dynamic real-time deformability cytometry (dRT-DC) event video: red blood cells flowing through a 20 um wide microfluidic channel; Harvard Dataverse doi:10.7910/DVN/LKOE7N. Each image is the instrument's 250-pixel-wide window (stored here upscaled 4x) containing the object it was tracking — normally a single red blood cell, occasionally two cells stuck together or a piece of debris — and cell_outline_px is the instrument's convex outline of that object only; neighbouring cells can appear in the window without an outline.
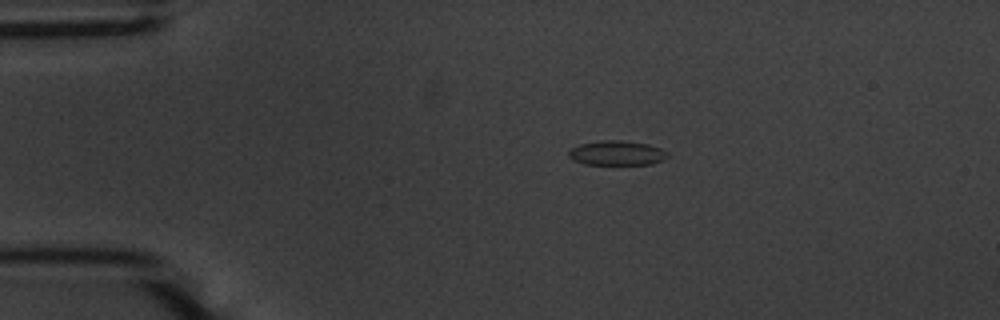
{"species": "common noctule bat (a hibernating species)", "species_latin": "Nyctalus noctula", "temperature_condition": "warm", "stored_images_in_passage": 10, "camera_frame_rate_fps": 3000, "um_per_image_px": 0.085, "animal": {"sex": "male", "body_mass_g": 20.1, "forearm_length_mm": 53.5}, "frame": {"image": 1, "passage_image": 4, "time_ms": 1.0, "image_size_px": [1000, 320], "cell_outline_px": [[668, 156], [664, 160], [652, 164], [584, 164], [572, 160], [568, 156], [568, 152], [572, 148], [580, 144], [600, 140], [620, 140], [648, 144], [660, 148], [668, 152]], "centroid_in_image_um": [52.43, 13.01], "position_along_channel_um": 32.6, "area_um2": 14.22}}